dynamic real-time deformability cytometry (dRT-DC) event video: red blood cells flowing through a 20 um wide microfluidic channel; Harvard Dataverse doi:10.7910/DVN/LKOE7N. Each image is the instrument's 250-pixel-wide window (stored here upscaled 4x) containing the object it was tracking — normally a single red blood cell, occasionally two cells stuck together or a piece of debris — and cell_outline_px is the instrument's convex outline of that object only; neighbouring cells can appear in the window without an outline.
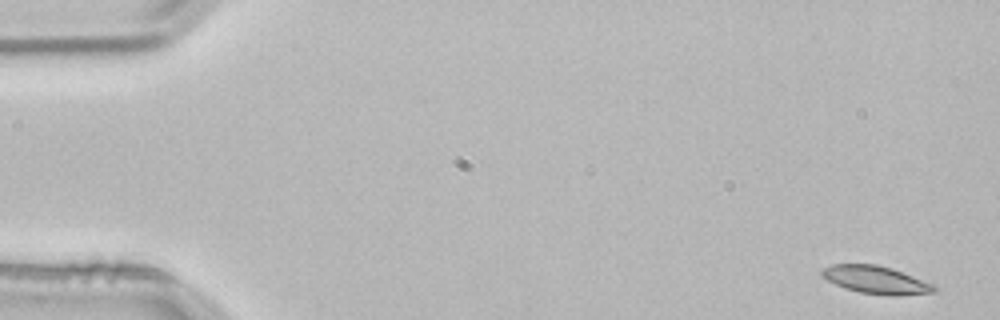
{"species": "common noctule bat (a hibernating species)", "species_latin": "Nyctalus noctula", "temperature_condition": "room temperature", "stored_images_in_passage": 3, "camera_frame_rate_fps": 3000, "um_per_image_px": 0.085, "animal": {"sex": "male", "body_mass_g": 21.5, "forearm_length_mm": 52.0}, "frame": {"image": 1, "passage_image": 1, "time_ms": 0.0, "image_size_px": [1000, 320], "cell_outline_px": [[936, 292], [896, 296], [860, 292], [844, 288], [820, 276], [820, 268], [832, 264], [876, 264], [892, 268], [932, 284], [936, 288]], "centroid_in_image_um": [74.4, 23.78], "position_along_channel_um": 10.6, "area_um2": 18.09}}
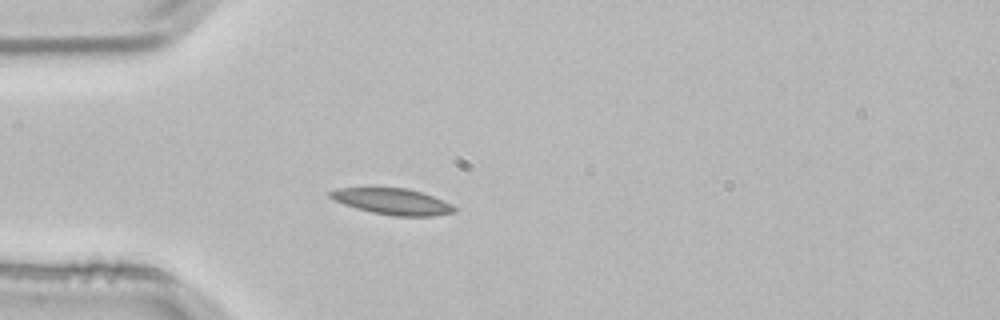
{"frame": {"image": 2, "passage_image": 3, "time_ms": 0.667, "image_size_px": [1000, 320], "cell_outline_px": [[456, 212], [432, 216], [392, 216], [372, 212], [356, 208], [344, 204], [328, 196], [328, 192], [336, 188], [408, 188], [432, 196], [452, 204], [456, 208]], "centroid_in_image_um": [33.37, 17.13], "position_along_channel_um": 51.6, "area_um2": 18.79}}